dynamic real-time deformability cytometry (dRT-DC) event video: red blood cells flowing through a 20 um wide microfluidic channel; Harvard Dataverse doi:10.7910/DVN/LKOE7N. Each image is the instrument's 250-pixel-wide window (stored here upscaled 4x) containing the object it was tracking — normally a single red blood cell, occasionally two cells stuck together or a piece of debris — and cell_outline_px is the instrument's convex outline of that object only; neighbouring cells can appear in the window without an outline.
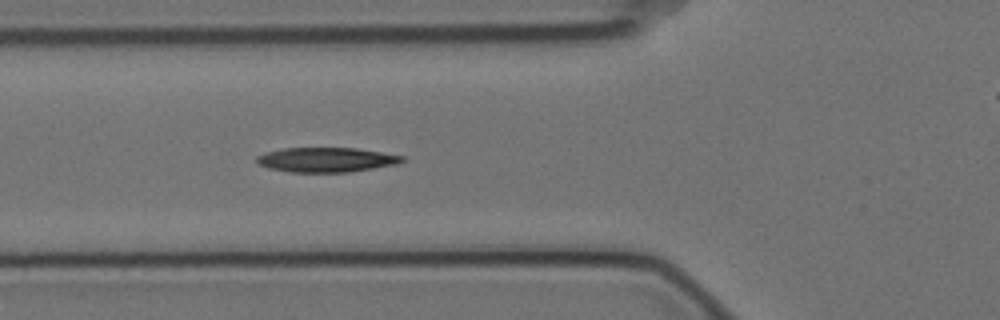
{"species": "Egyptian fruit bat (a non-hibernating species)", "species_latin": "Rousettus aegyptiacus", "temperature_condition": "cold", "stored_images_in_passage": 6, "segment_of_instrument_passage": [1, 2], "camera_frame_rate_fps": 3000, "um_per_image_px": 0.085, "animal": {"sex": "female"}, "frame": {"image": 1, "passage_image": 5, "time_ms": 1.333, "image_size_px": [1000, 320], "cell_outline_px": [[404, 160], [396, 164], [348, 172], [288, 172], [268, 168], [256, 164], [256, 156], [264, 152], [284, 148], [356, 148], [404, 156]], "centroid_in_image_um": [27.65, 13.58], "position_along_channel_um": 98.1, "area_um2": 20.87}}